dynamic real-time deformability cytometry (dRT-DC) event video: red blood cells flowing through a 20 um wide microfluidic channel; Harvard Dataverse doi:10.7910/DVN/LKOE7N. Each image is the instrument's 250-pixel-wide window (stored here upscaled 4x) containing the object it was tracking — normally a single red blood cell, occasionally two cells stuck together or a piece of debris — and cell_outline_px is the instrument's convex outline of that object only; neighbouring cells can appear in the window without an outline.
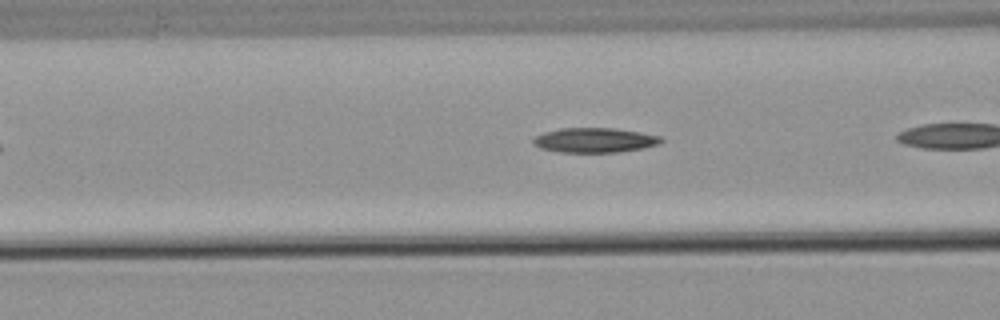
{"species": "common noctule bat (a hibernating species)", "species_latin": "Nyctalus noctula", "temperature_condition": "warm", "stored_images_in_passage": 24, "camera_frame_rate_fps": 3000, "um_per_image_px": 0.085, "animal": {"sex": "male", "body_mass_g": 21.5, "forearm_length_mm": 52.0}, "frame": {"image": 1, "passage_image": 4, "time_ms": 1.0, "image_size_px": [1000, 320], "cell_outline_px": [[664, 140], [660, 144], [644, 148], [620, 152], [560, 152], [540, 148], [532, 144], [532, 140], [536, 136], [544, 132], [560, 128], [612, 128], [640, 132], [660, 136]], "centroid_in_image_um": [50.55, 11.92], "position_along_channel_um": 116.1, "area_um2": 18.5}}